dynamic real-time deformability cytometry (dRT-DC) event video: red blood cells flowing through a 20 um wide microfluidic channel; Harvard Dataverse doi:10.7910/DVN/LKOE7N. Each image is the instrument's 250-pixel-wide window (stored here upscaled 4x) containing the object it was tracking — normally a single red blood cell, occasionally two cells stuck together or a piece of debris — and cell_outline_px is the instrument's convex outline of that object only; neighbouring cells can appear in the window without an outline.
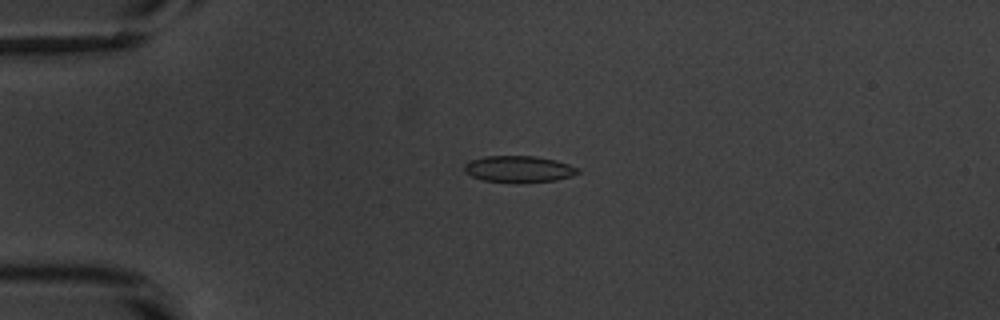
{"species": "common noctule bat (a hibernating species)", "species_latin": "Nyctalus noctula", "temperature_condition": "warm", "stored_images_in_passage": 49, "camera_frame_rate_fps": 3000, "um_per_image_px": 0.085, "animal": {"sex": "male", "body_mass_g": 20.1, "forearm_length_mm": 53.5}, "frame": {"image": 1, "passage_image": 9, "time_ms": 2.667, "image_size_px": [1000, 320], "cell_outline_px": [[580, 172], [572, 176], [556, 180], [484, 180], [472, 176], [464, 172], [464, 164], [472, 160], [484, 156], [536, 156], [556, 160], [580, 168]], "centroid_in_image_um": [44.12, 14.32], "position_along_channel_um": 40.9, "area_um2": 16.82}}
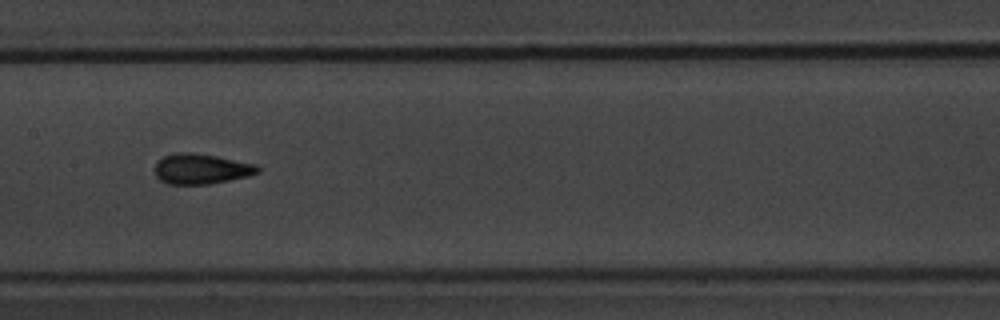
{"frame": {"image": 2, "passage_image": 23, "time_ms": 7.333, "image_size_px": [1000, 320], "cell_outline_px": [[260, 172], [248, 176], [208, 184], [168, 184], [160, 180], [156, 176], [156, 164], [164, 156], [176, 152], [192, 152], [216, 156], [256, 164], [260, 168]], "centroid_in_image_um": [17.11, 14.35], "position_along_channel_um": 190.3, "area_um2": 18.03}}
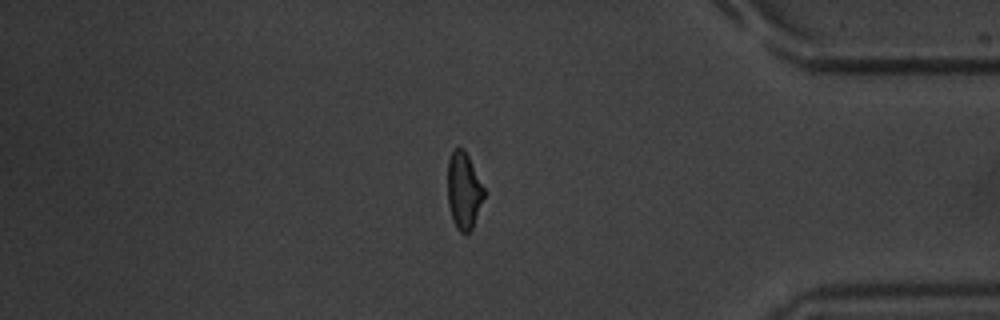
{"frame": {"image": 3, "passage_image": 41, "time_ms": 13.333, "image_size_px": [1000, 320], "cell_outline_px": [[484, 196], [472, 228], [468, 232], [460, 232], [456, 228], [452, 220], [448, 204], [448, 160], [452, 152], [456, 148], [464, 148], [484, 188]], "centroid_in_image_um": [39.4, 16.21], "position_along_channel_um": 395.8, "area_um2": 16.01}, "authors_computed_cell_mechanics": {"area_um2": 17.051, "velocity_mm_per_s": 3.8435, "shape_relaxation_time_tau1_ms": 3.8338, "shape_relaxation_time_tau2_ms": 1.5279, "deformation_change_tau1": 0.1389, "deformation_change_tau2": 0.0846}}